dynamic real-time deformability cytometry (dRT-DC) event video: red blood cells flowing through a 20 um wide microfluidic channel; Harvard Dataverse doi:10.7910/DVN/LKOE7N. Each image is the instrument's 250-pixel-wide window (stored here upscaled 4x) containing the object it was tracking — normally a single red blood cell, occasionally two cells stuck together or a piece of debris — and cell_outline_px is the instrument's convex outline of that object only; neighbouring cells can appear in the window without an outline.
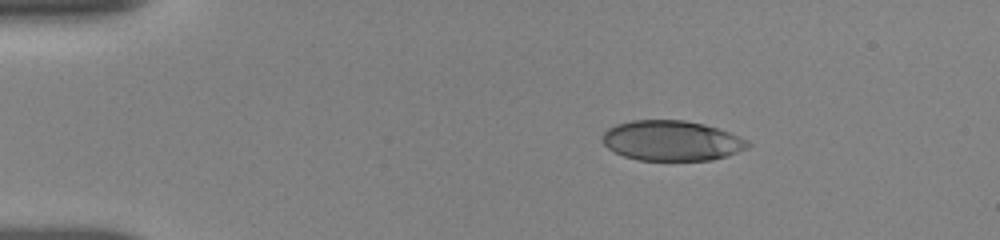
{"species": "human", "species_latin": "Homo sapiens", "temperature_condition": "room temperature", "stored_images_in_passage": 8, "camera_frame_rate_fps": 3000, "um_per_image_px": 0.085, "donor": {"sex": "female"}, "frame": {"image": 1, "passage_image": 1, "time_ms": 0.0, "image_size_px": [1000, 240], "cell_outline_px": [[752, 144], [748, 148], [728, 156], [712, 160], [636, 160], [624, 156], [608, 148], [604, 144], [604, 132], [608, 128], [616, 124], [632, 120], [684, 120], [704, 124], [728, 132], [748, 140]], "centroid_in_image_um": [57.12, 11.96], "position_along_channel_um": 27.9, "area_um2": 33.99}}
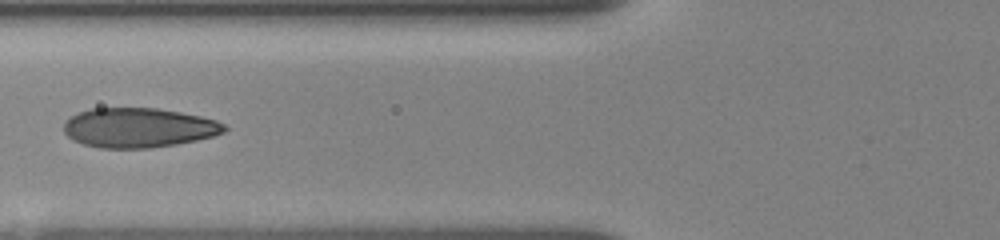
{"frame": {"image": 2, "passage_image": 6, "time_ms": 4.0, "image_size_px": [1000, 240], "cell_outline_px": [[228, 128], [224, 132], [212, 136], [196, 140], [176, 144], [148, 148], [100, 148], [84, 144], [72, 140], [64, 132], [64, 124], [72, 116], [80, 112], [92, 108], [156, 108], [180, 112], [200, 116], [216, 120], [224, 124]], "centroid_in_image_um": [11.79, 10.86], "position_along_channel_um": 114.0, "area_um2": 36.88}}
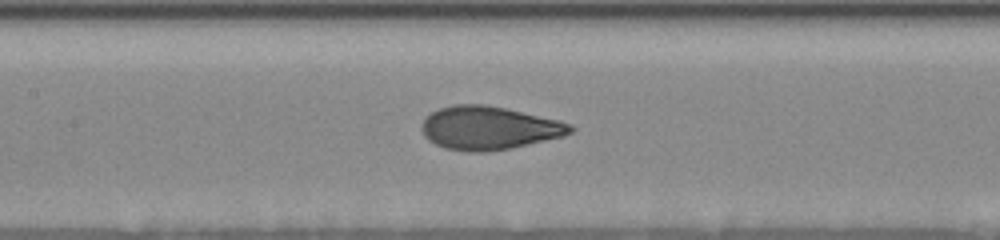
{"frame": {"image": 3, "passage_image": 8, "time_ms": 5.333, "image_size_px": [1000, 240], "cell_outline_px": [[576, 128], [572, 132], [564, 136], [512, 148], [484, 152], [468, 152], [444, 148], [428, 140], [424, 136], [420, 128], [424, 120], [432, 112], [440, 108], [452, 104], [484, 104], [504, 108], [560, 120], [572, 124]], "centroid_in_image_um": [41.57, 10.88], "position_along_channel_um": 165.8, "area_um2": 37.69}}